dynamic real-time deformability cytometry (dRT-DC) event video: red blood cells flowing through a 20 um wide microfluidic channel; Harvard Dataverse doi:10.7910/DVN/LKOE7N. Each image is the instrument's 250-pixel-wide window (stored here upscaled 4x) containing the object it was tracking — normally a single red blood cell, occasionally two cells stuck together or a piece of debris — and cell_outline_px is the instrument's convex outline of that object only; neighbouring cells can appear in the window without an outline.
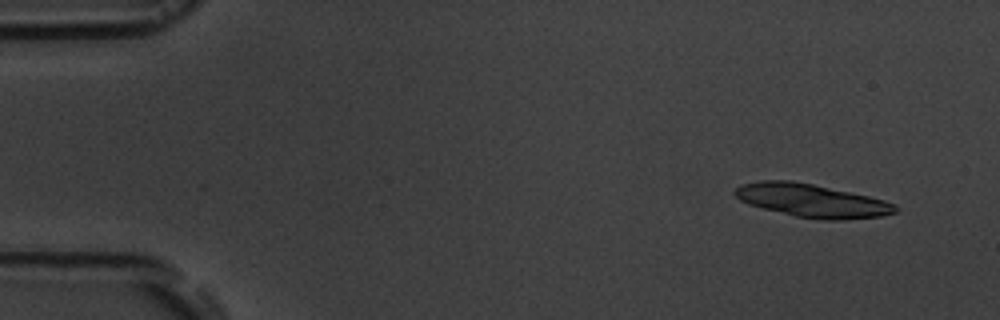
{"species": "common noctule bat (a hibernating species)", "species_latin": "Nyctalus noctula", "temperature_condition": "room temperature", "stored_images_in_passage": 5, "camera_frame_rate_fps": 3000, "um_per_image_px": 0.085, "animal": {"sex": "male", "body_mass_g": 19.5, "forearm_length_mm": 54.6}, "frame": {"image": 1, "passage_image": 1, "time_ms": 0.0, "image_size_px": [1000, 320], "cell_outline_px": [[900, 208], [896, 212], [884, 216], [840, 220], [820, 220], [796, 216], [748, 204], [740, 200], [732, 192], [736, 188], [744, 184], [760, 180], [792, 180], [812, 184], [868, 196], [884, 200], [896, 204]], "centroid_in_image_um": [69.04, 17.05], "position_along_channel_um": 16.0, "area_um2": 30.92}}